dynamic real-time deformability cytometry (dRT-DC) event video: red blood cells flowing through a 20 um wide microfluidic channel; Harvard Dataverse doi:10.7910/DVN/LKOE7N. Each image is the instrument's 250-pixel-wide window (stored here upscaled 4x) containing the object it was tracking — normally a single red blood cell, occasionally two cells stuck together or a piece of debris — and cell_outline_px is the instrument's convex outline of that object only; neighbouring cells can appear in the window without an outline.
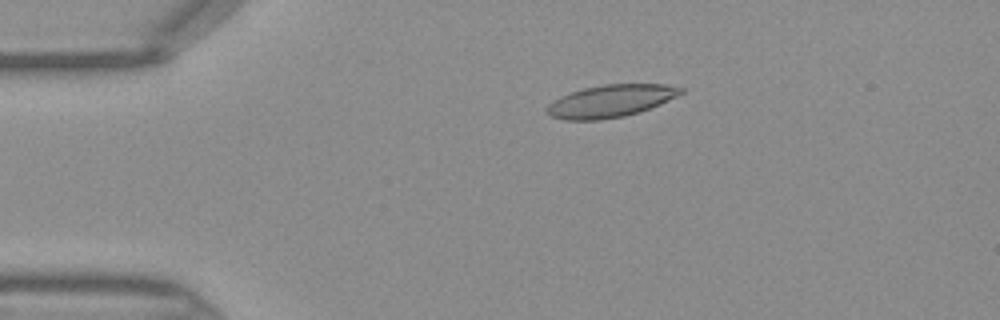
{"species": "Egyptian fruit bat (a non-hibernating species)", "species_latin": "Rousettus aegyptiacus", "temperature_condition": "warm", "stored_images_in_passage": 45, "camera_frame_rate_fps": 3000, "um_per_image_px": 0.085, "frame": {"image": 1, "passage_image": 9, "time_ms": 2.667, "image_size_px": [1000, 320], "cell_outline_px": [[684, 92], [660, 104], [624, 116], [600, 120], [564, 120], [552, 116], [544, 112], [544, 108], [552, 100], [560, 96], [584, 88], [604, 84], [668, 84], [684, 88]], "centroid_in_image_um": [51.86, 8.58], "position_along_channel_um": 33.1, "area_um2": 25.26}}
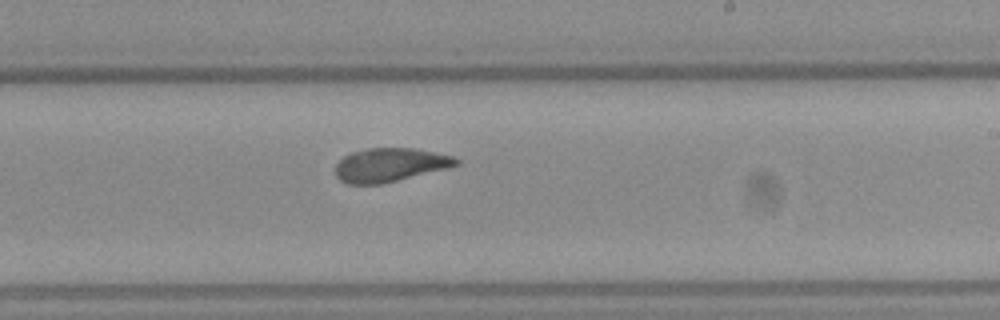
{"frame": {"image": 2, "passage_image": 27, "time_ms": 8.667, "image_size_px": [1000, 320], "cell_outline_px": [[460, 164], [448, 168], [384, 184], [348, 184], [340, 180], [336, 176], [336, 164], [344, 156], [352, 152], [368, 148], [416, 148], [452, 156], [460, 160]], "centroid_in_image_um": [33.16, 14.02], "position_along_channel_um": 255.8, "area_um2": 23.81}}
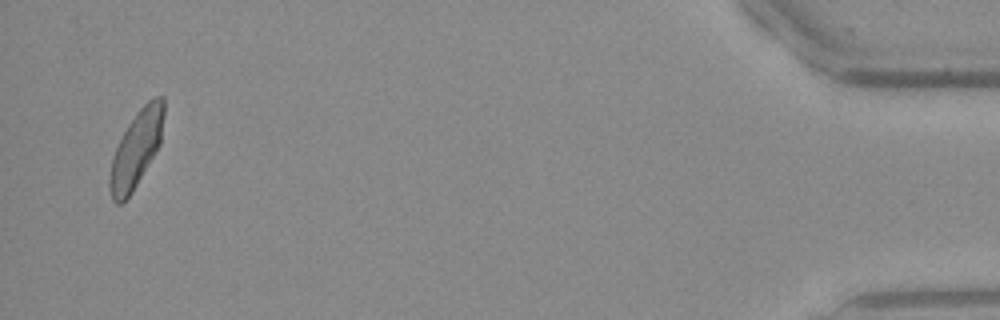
{"frame": {"image": 3, "passage_image": 44, "time_ms": 14.333, "image_size_px": [1000, 320], "cell_outline_px": [[164, 116], [160, 144], [156, 152], [132, 192], [120, 204], [116, 204], [112, 200], [108, 188], [108, 180], [112, 156], [128, 124], [136, 112], [148, 100], [156, 96], [164, 96]], "centroid_in_image_um": [11.57, 12.67], "position_along_channel_um": 423.6, "area_um2": 24.1}}